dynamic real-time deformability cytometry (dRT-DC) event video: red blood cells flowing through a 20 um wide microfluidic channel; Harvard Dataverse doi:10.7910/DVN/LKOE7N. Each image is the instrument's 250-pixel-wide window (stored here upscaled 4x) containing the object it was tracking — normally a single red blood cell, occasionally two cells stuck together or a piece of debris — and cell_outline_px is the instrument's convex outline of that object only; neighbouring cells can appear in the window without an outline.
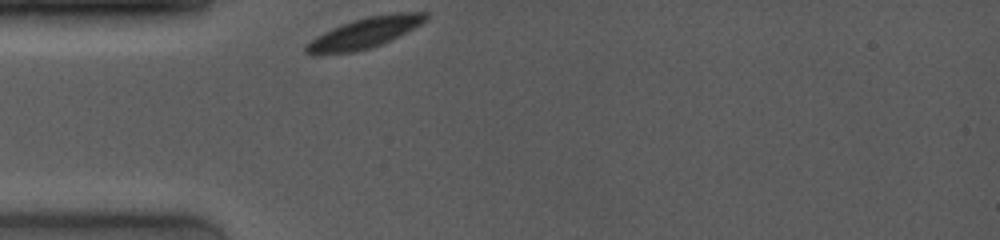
{"species": "common noctule bat (a hibernating species)", "species_latin": "Nyctalus noctula", "temperature_condition": "room temperature", "stored_images_in_passage": 23, "camera_frame_rate_fps": 4000, "um_per_image_px": 0.085, "animal": {"sex": "female", "body_mass_g": 19.0, "forearm_length_mm": 53.3}, "frame": {"image": 1, "passage_image": 1, "time_ms": 0.0, "image_size_px": [1000, 240], "cell_outline_px": [[428, 20], [380, 44], [356, 52], [316, 56], [312, 56], [304, 52], [304, 44], [316, 36], [332, 28], [352, 20], [364, 16], [396, 12], [428, 12]], "centroid_in_image_um": [30.89, 2.81], "position_along_channel_um": 54.1, "area_um2": 21.56}}
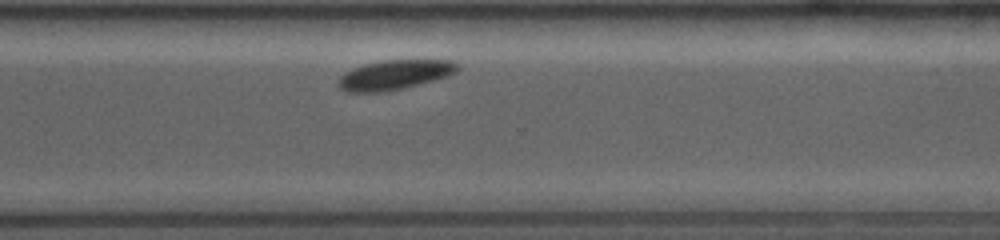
{"frame": {"image": 2, "passage_image": 19, "time_ms": 7.75, "image_size_px": [1000, 240], "cell_outline_px": [[460, 68], [456, 72], [448, 76], [384, 92], [348, 92], [340, 88], [336, 84], [340, 76], [344, 72], [352, 68], [364, 64], [384, 60], [452, 60]], "centroid_in_image_um": [33.49, 6.35], "position_along_channel_um": 337.1, "area_um2": 20.4}}
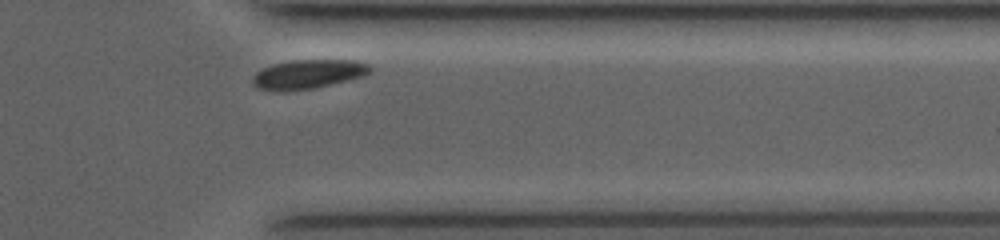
{"frame": {"image": 3, "passage_image": 22, "time_ms": 9.0, "image_size_px": [1000, 240], "cell_outline_px": [[372, 72], [364, 76], [332, 84], [312, 88], [284, 92], [256, 88], [252, 84], [252, 76], [256, 72], [272, 64], [292, 60], [356, 60], [368, 64], [372, 68]], "centroid_in_image_um": [26.18, 6.31], "position_along_channel_um": 385.2, "area_um2": 20.11}, "authors_computed_cell_mechanics": {"area_um2": 21.5594, "velocity_mm_per_s": 3.743, "shape_relaxation_time_tau1_ms": null, "shape_relaxation_time_tau2_ms": 4.4218, "deformation_change_tau1": null, "deformation_change_tau2": 0.0503}}